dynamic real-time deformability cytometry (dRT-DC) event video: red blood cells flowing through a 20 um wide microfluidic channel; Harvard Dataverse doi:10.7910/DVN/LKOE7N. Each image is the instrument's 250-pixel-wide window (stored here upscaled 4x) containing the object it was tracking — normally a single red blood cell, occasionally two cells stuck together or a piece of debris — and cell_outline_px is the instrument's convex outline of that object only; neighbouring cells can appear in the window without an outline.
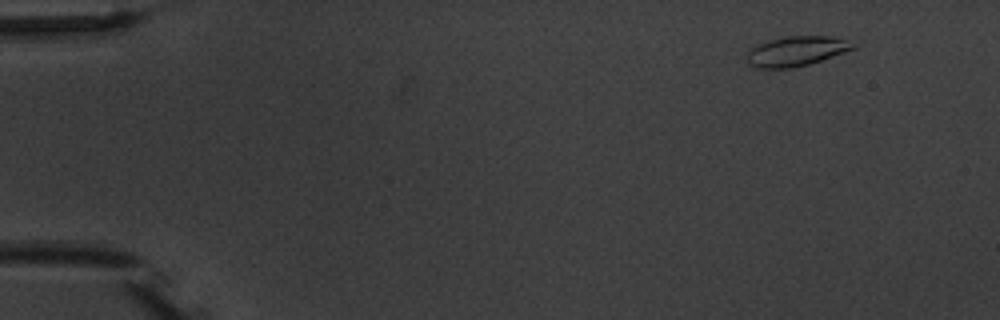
{"species": "common noctule bat (a hibernating species)", "species_latin": "Nyctalus noctula", "temperature_condition": "warm", "stored_images_in_passage": 4, "camera_frame_rate_fps": 3000, "um_per_image_px": 0.085, "animal": {"sex": "male", "body_mass_g": 20.1, "forearm_length_mm": 53.5}, "frame": {"image": 1, "passage_image": 1, "time_ms": 0.0, "image_size_px": [1000, 320], "cell_outline_px": [[860, 44], [856, 48], [808, 64], [792, 68], [756, 68], [748, 64], [748, 52], [752, 48], [768, 40], [788, 36], [832, 36]], "centroid_in_image_um": [67.73, 4.34], "position_along_channel_um": 17.3, "area_um2": 18.32}}
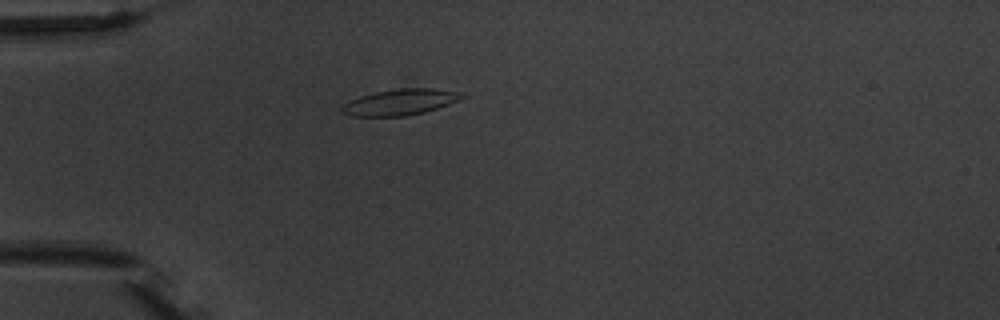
{"frame": {"image": 2, "passage_image": 4, "time_ms": 3.667, "image_size_px": [1000, 320], "cell_outline_px": [[468, 96], [448, 104], [424, 112], [404, 116], [352, 116], [340, 112], [340, 108], [344, 104], [360, 96], [376, 92], [400, 88], [436, 88], [456, 92]], "centroid_in_image_um": [34.0, 8.68], "position_along_channel_um": 51.0, "area_um2": 17.98}}